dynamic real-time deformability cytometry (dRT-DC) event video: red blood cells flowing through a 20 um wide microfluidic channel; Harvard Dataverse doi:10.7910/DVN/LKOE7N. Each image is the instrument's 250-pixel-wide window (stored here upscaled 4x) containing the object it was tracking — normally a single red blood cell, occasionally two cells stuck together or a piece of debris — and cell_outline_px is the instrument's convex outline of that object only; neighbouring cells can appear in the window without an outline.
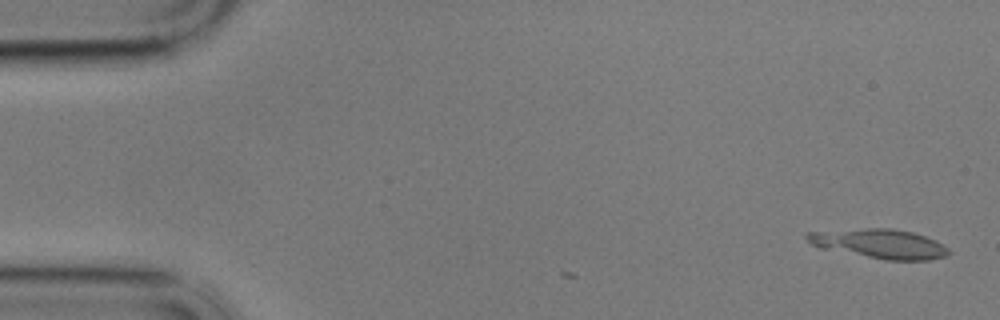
{"species": "common noctule bat (a hibernating species)", "species_latin": "Nyctalus noctula", "temperature_condition": "cold", "stored_images_in_passage": 2, "camera_frame_rate_fps": 3000, "um_per_image_px": 0.085, "animal": {"sex": "male", "body_mass_g": 17.9}, "frame": {"image": 1, "passage_image": 2, "time_ms": 0.333, "image_size_px": [1000, 320], "cell_outline_px": [[952, 252], [948, 256], [928, 260], [888, 260], [820, 248], [812, 244], [804, 236], [808, 232], [868, 228], [892, 228], [912, 232], [936, 240], [948, 248]], "centroid_in_image_um": [74.81, 20.72], "position_along_channel_um": 10.2, "area_um2": 24.1}}